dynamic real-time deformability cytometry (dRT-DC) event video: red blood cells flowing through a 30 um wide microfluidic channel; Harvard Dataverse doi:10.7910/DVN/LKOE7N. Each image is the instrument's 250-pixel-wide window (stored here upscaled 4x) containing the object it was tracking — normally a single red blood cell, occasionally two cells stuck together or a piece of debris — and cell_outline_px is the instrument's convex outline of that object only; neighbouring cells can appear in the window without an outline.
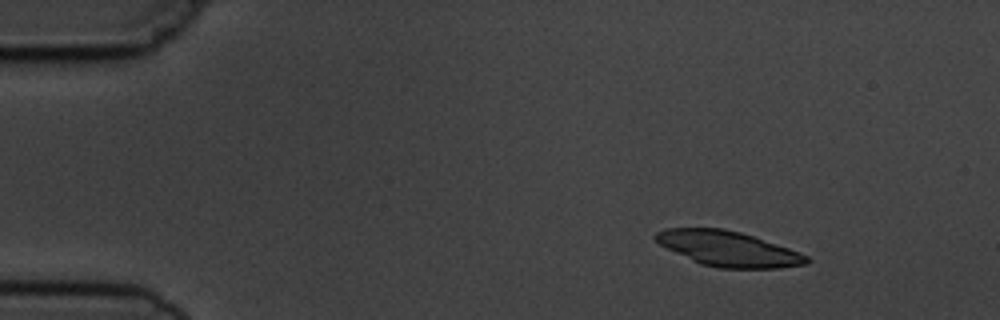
{"species": "common noctule bat (a hibernating species)", "species_latin": "Nyctalus noctula", "temperature_condition": "cold", "stored_images_in_passage": 4, "camera_frame_rate_fps": 3000, "um_per_image_px": 0.085, "animal": {"sex": "male", "body_mass_g": 19.5, "forearm_length_mm": 54.6}, "frame": {"image": 1, "passage_image": 1, "time_ms": 0.0, "image_size_px": [1000, 320], "cell_outline_px": [[812, 260], [808, 264], [780, 268], [720, 268], [700, 264], [660, 244], [652, 236], [656, 232], [664, 228], [724, 228], [740, 232], [800, 252], [808, 256]], "centroid_in_image_um": [61.92, 21.14], "position_along_channel_um": 23.1, "area_um2": 30.75}}